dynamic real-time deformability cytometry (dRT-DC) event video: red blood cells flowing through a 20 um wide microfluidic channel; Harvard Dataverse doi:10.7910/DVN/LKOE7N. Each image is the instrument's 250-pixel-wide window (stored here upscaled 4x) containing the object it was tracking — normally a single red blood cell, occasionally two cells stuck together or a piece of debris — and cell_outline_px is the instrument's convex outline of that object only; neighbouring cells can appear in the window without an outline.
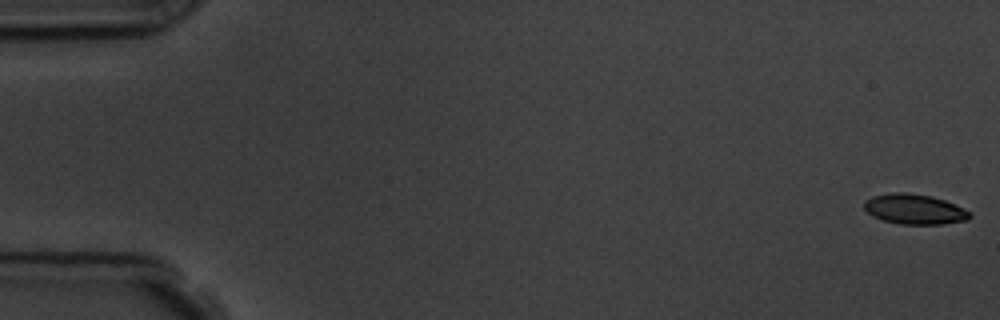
{"species": "common noctule bat (a hibernating species)", "species_latin": "Nyctalus noctula", "temperature_condition": "room temperature", "stored_images_in_passage": 6, "camera_frame_rate_fps": 3000, "um_per_image_px": 0.085, "animal": {"sex": "male", "body_mass_g": 19.5, "forearm_length_mm": 54.6}, "frame": {"image": 1, "passage_image": 1, "time_ms": 0.0, "image_size_px": [1000, 320], "cell_outline_px": [[972, 216], [968, 220], [940, 224], [900, 224], [884, 220], [872, 216], [864, 208], [864, 200], [872, 196], [892, 192], [908, 192], [932, 196], [944, 200], [964, 208], [972, 212]], "centroid_in_image_um": [77.74, 17.77], "position_along_channel_um": 7.3, "area_um2": 18.67}}